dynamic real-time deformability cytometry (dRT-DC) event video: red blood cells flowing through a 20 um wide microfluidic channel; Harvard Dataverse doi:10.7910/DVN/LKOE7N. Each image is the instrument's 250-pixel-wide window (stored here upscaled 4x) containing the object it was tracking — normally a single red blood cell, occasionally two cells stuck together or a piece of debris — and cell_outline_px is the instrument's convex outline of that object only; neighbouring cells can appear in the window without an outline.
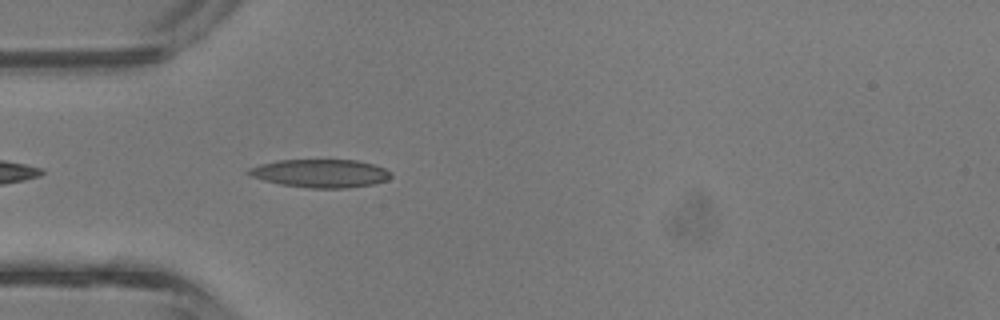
{"species": "common noctule bat (a hibernating species)", "species_latin": "Nyctalus noctula", "temperature_condition": "room temperature", "stored_images_in_passage": 31, "camera_frame_rate_fps": 3000, "um_per_image_px": 0.085, "animal": {"sex": "male", "body_mass_g": 13.3}, "frame": {"image": 1, "passage_image": 2, "time_ms": 0.333, "image_size_px": [1000, 320], "cell_outline_px": [[392, 176], [388, 180], [372, 184], [348, 188], [308, 188], [280, 184], [264, 180], [252, 176], [244, 172], [248, 168], [260, 164], [280, 160], [356, 160], [376, 164], [392, 172]], "centroid_in_image_um": [27.27, 14.73], "position_along_channel_um": 57.7, "area_um2": 23.52}}
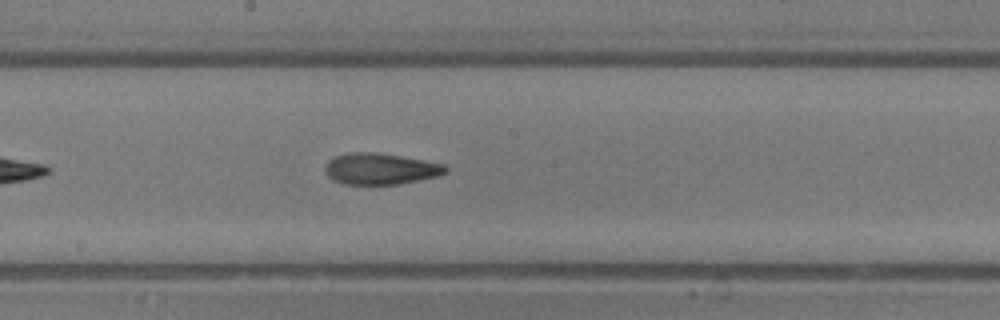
{"frame": {"image": 2, "passage_image": 12, "time_ms": 3.667, "image_size_px": [1000, 320], "cell_outline_px": [[448, 172], [436, 176], [400, 184], [344, 184], [332, 180], [324, 172], [324, 168], [328, 160], [336, 156], [348, 152], [376, 152], [424, 160], [444, 164], [448, 168]], "centroid_in_image_um": [32.31, 14.35], "position_along_channel_um": 215.9, "area_um2": 22.02}}
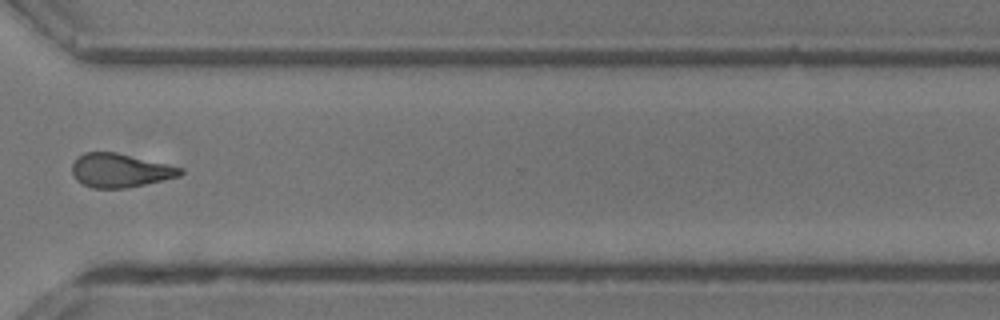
{"frame": {"image": 3, "passage_image": 21, "time_ms": 6.667, "image_size_px": [1000, 320], "cell_outline_px": [[184, 172], [180, 176], [144, 184], [124, 188], [92, 188], [76, 180], [72, 172], [72, 164], [76, 156], [84, 152], [116, 152], [184, 168]], "centroid_in_image_um": [10.18, 14.47], "position_along_channel_um": 360.4, "area_um2": 21.27}, "authors_computed_cell_mechanics": {"area_um2": 21.2704, "velocity_mm_per_s": 4.8389, "shape_relaxation_time_tau1_ms": 10.4191, "shape_relaxation_time_tau2_ms": 3.3338, "deformation_change_tau1": 0.2705, "deformation_change_tau2": 0.1143}}